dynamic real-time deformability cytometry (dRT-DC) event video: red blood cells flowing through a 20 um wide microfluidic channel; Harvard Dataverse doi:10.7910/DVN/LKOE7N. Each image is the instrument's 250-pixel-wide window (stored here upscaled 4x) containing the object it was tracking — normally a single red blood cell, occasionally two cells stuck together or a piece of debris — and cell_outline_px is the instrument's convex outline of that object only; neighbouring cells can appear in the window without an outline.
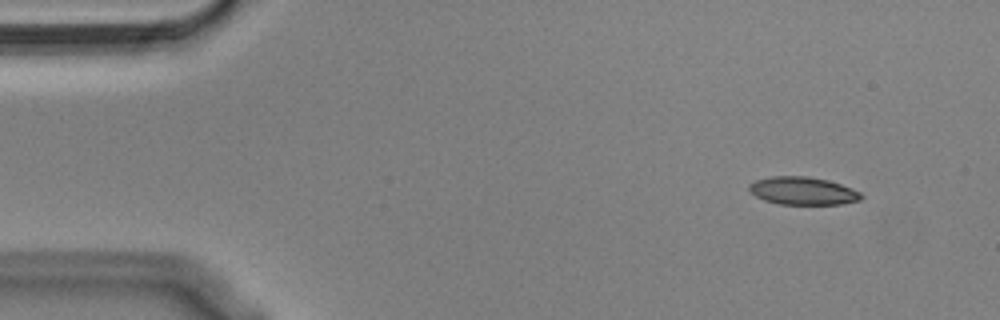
{"species": "Egyptian fruit bat (a non-hibernating species)", "species_latin": "Rousettus aegyptiacus", "temperature_condition": "cold", "stored_images_in_passage": 51, "camera_frame_rate_fps": 3000, "um_per_image_px": 0.085, "animal": {"sex": "male"}, "frame": {"image": 1, "passage_image": 1, "time_ms": 0.0, "image_size_px": [1000, 320], "cell_outline_px": [[864, 196], [860, 200], [840, 204], [780, 204], [764, 200], [756, 196], [748, 188], [748, 184], [756, 180], [772, 176], [808, 176], [828, 180], [852, 188], [860, 192]], "centroid_in_image_um": [68.25, 16.22], "position_along_channel_um": 16.8, "area_um2": 18.15}}
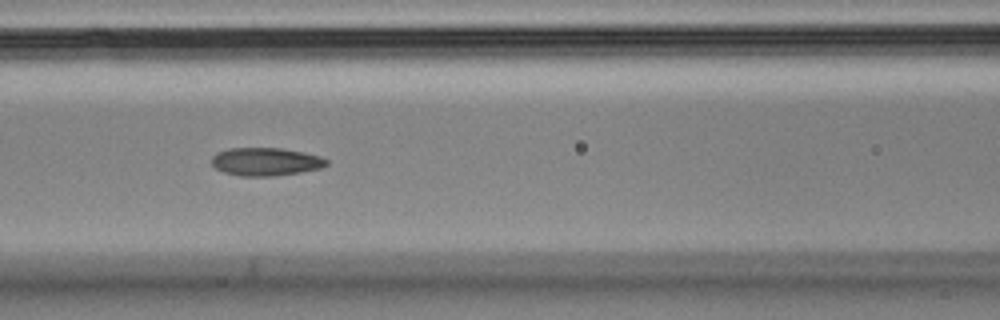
{"frame": {"image": 2, "passage_image": 19, "time_ms": 6.0, "image_size_px": [1000, 320], "cell_outline_px": [[328, 164], [320, 168], [300, 172], [272, 176], [240, 176], [224, 172], [216, 168], [212, 164], [212, 156], [216, 152], [228, 148], [280, 148], [304, 152], [320, 156], [328, 160]], "centroid_in_image_um": [22.57, 13.73], "position_along_channel_um": 144.0, "area_um2": 18.79}}
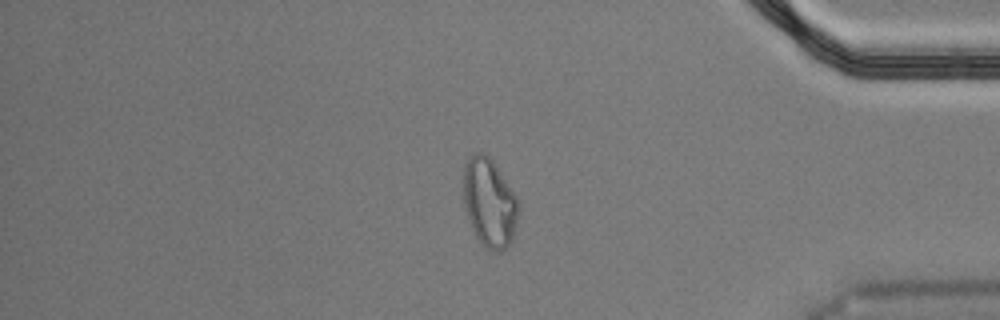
{"frame": {"image": 3, "passage_image": 42, "time_ms": 13.667, "image_size_px": [1000, 320], "cell_outline_px": [[520, 208], [512, 240], [500, 252], [492, 252], [484, 248], [476, 236], [468, 220], [464, 208], [464, 164], [468, 156], [476, 152], [484, 152], [492, 160], [516, 196], [520, 204]], "centroid_in_image_um": [41.59, 17.24], "position_along_channel_um": 393.6, "area_um2": 28.67}, "authors_computed_cell_mechanics": {"area_um2": 19.0162, "velocity_mm_per_s": 3.6235, "shape_relaxation_time_tau1_ms": null, "shape_relaxation_time_tau2_ms": 3.4857, "deformation_change_tau1": null, "deformation_change_tau2": 0.0982}}